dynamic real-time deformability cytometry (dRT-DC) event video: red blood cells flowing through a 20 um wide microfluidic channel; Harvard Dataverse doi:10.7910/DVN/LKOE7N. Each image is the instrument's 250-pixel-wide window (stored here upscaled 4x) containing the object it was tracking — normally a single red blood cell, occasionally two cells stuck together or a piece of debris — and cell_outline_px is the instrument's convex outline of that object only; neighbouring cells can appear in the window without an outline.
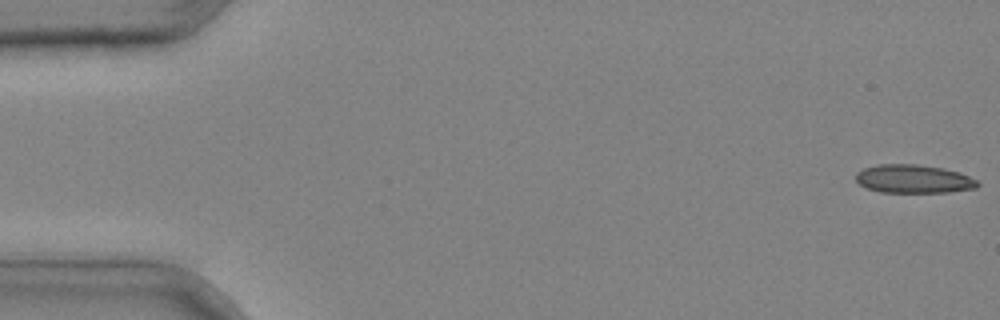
{"species": "common noctule bat (a hibernating species)", "species_latin": "Nyctalus noctula", "temperature_condition": "cold", "stored_images_in_passage": 42, "camera_frame_rate_fps": 3000, "um_per_image_px": 0.085, "animal": {"sex": "male", "body_mass_g": 20.4}, "frame": {"image": 1, "passage_image": 1, "time_ms": 0.0, "image_size_px": [1000, 320], "cell_outline_px": [[980, 184], [976, 188], [948, 192], [880, 192], [868, 188], [860, 184], [856, 180], [856, 172], [864, 168], [876, 164], [916, 164], [944, 168], [960, 172], [976, 180]], "centroid_in_image_um": [77.65, 15.2], "position_along_channel_um": 7.3, "area_um2": 20.17}}
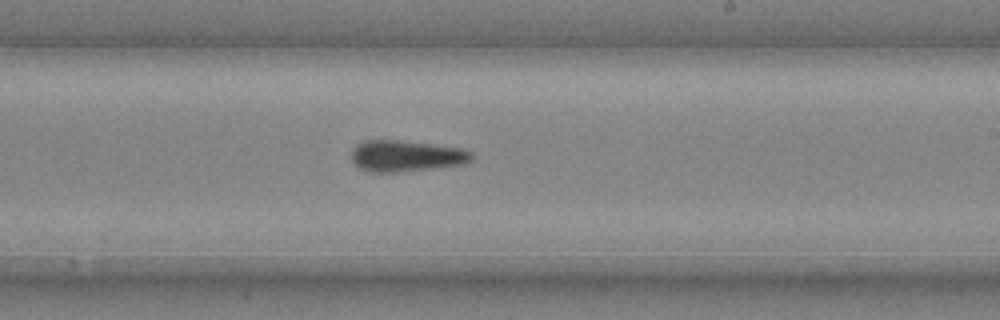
{"frame": {"image": 2, "passage_image": 26, "time_ms": 8.333, "image_size_px": [1000, 320], "cell_outline_px": [[472, 160], [468, 164], [396, 172], [372, 172], [360, 168], [352, 160], [352, 148], [356, 144], [364, 140], [396, 140], [460, 148], [472, 152]], "centroid_in_image_um": [34.52, 13.26], "position_along_channel_um": 254.5, "area_um2": 21.73}}
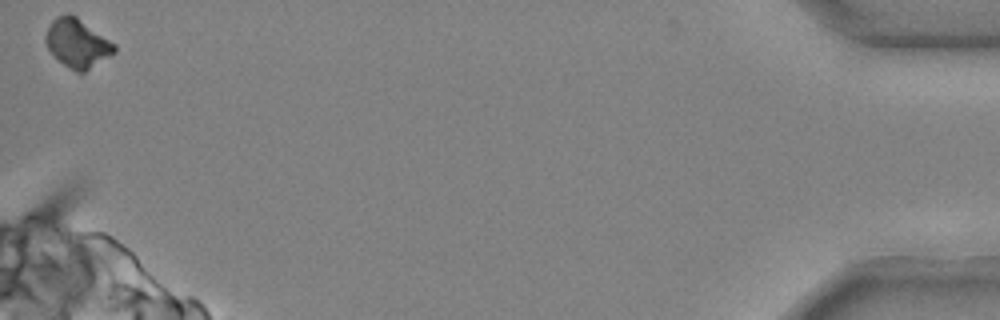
{"frame": {"image": 3, "passage_image": 42, "time_ms": 13.667, "image_size_px": [1000, 320], "cell_outline_px": [[116, 52], [84, 72], [76, 72], [64, 64], [48, 48], [44, 40], [44, 36], [52, 20], [56, 16], [64, 12], [68, 12], [76, 16], [116, 44]], "centroid_in_image_um": [6.57, 3.64], "position_along_channel_um": 428.6, "area_um2": 19.36}}